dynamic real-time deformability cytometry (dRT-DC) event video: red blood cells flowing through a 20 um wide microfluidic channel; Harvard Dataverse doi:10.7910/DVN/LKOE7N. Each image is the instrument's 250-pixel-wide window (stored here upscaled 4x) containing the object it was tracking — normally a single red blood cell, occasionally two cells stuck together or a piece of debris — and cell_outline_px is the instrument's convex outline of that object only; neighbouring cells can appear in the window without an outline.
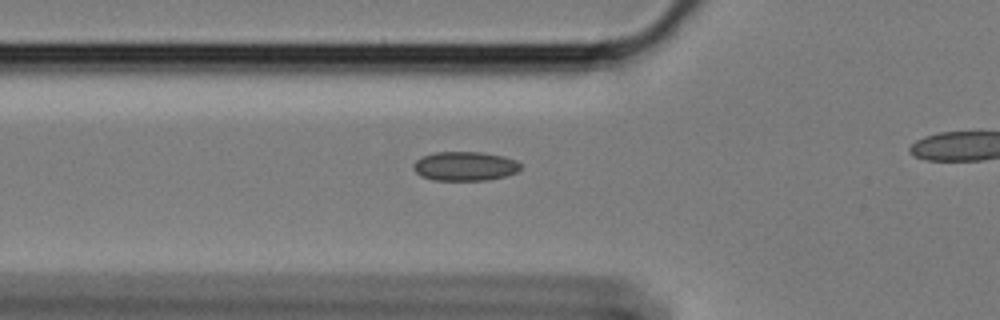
{"species": "Egyptian fruit bat (a non-hibernating species)", "species_latin": "Rousettus aegyptiacus", "temperature_condition": "cold", "stored_images_in_passage": 30, "camera_frame_rate_fps": 3000, "um_per_image_px": 0.085, "animal": {"sex": "female"}, "frame": {"image": 1, "passage_image": 2, "time_ms": 0.333, "image_size_px": [1000, 320], "cell_outline_px": [[520, 168], [516, 172], [504, 176], [488, 180], [432, 180], [420, 176], [412, 168], [412, 164], [416, 160], [424, 156], [436, 152], [480, 152], [504, 156], [516, 160], [520, 164]], "centroid_in_image_um": [39.49, 14.13], "position_along_channel_um": 86.3, "area_um2": 18.21}}
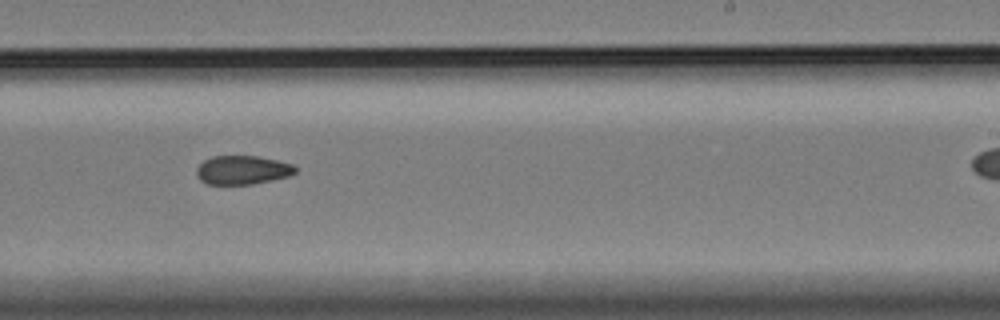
{"frame": {"image": 2, "passage_image": 18, "time_ms": 5.667, "image_size_px": [1000, 320], "cell_outline_px": [[300, 168], [296, 172], [288, 176], [272, 180], [252, 184], [208, 184], [200, 180], [196, 176], [196, 168], [204, 160], [212, 156], [256, 156], [276, 160], [292, 164]], "centroid_in_image_um": [20.61, 14.45], "position_along_channel_um": 268.4, "area_um2": 16.65}}
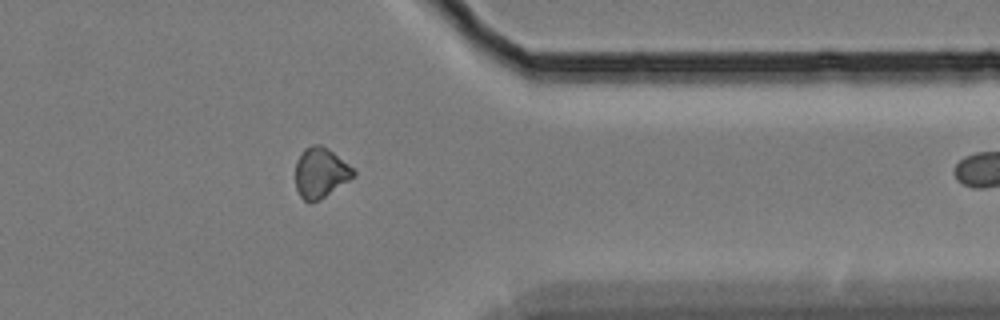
{"frame": {"image": 3, "passage_image": 29, "time_ms": 9.333, "image_size_px": [1000, 320], "cell_outline_px": [[356, 176], [312, 204], [308, 204], [300, 196], [296, 188], [296, 160], [300, 152], [304, 148], [312, 144], [320, 144], [328, 148], [348, 164], [356, 172]], "centroid_in_image_um": [27.22, 14.68], "position_along_channel_um": 384.2, "area_um2": 17.11}}